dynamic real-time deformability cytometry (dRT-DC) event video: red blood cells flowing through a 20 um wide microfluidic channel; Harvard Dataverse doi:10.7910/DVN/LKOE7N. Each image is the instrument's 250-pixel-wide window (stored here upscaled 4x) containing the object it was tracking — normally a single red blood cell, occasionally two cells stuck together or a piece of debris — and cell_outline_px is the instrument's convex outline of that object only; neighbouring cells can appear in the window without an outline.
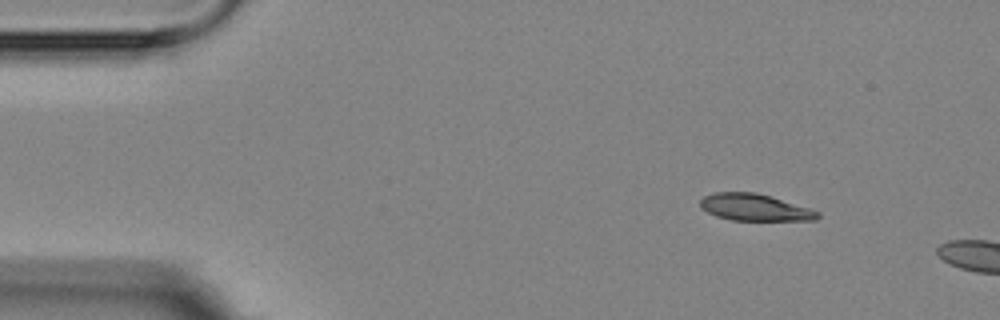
{"species": "Egyptian fruit bat (a non-hibernating species)", "species_latin": "Rousettus aegyptiacus", "temperature_condition": "room temperature", "stored_images_in_passage": 3, "camera_frame_rate_fps": 3000, "um_per_image_px": 0.085, "animal": {"sex": "female"}, "frame": {"image": 1, "passage_image": 1, "time_ms": 0.0, "image_size_px": [1000, 320], "cell_outline_px": [[820, 216], [816, 220], [732, 220], [716, 216], [700, 208], [700, 200], [704, 196], [716, 192], [756, 192], [772, 196], [820, 212]], "centroid_in_image_um": [64.14, 17.62], "position_along_channel_um": 20.9, "area_um2": 18.32}}